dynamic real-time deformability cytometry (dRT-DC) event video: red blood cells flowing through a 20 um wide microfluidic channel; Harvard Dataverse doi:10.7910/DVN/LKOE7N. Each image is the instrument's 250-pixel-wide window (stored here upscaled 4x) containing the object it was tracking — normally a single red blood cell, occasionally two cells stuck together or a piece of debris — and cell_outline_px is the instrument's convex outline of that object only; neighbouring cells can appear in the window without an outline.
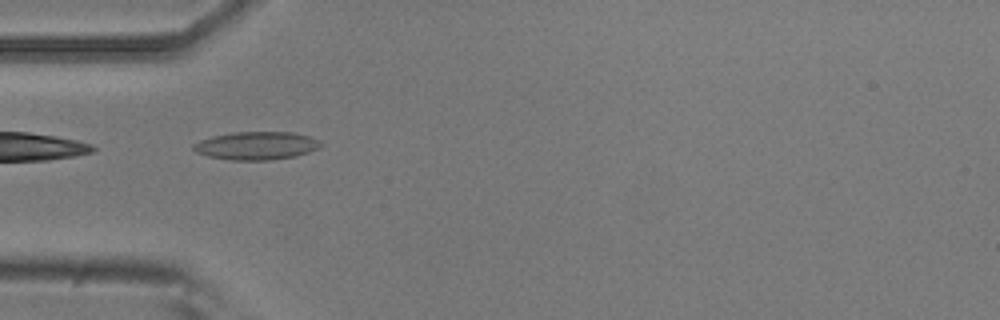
{"species": "common noctule bat (a hibernating species)", "species_latin": "Nyctalus noctula", "temperature_condition": "room temperature", "stored_images_in_passage": 7, "camera_frame_rate_fps": 3000, "um_per_image_px": 0.085, "animal": {"sex": "male", "body_mass_g": 20.5, "forearm_length_mm": 52.5}, "frame": {"image": 1, "passage_image": 1, "time_ms": 0.0, "image_size_px": [1000, 320], "cell_outline_px": [[324, 144], [320, 148], [296, 156], [272, 160], [228, 160], [208, 156], [196, 152], [192, 148], [192, 144], [200, 140], [212, 136], [232, 132], [292, 132], [308, 136], [320, 140]], "centroid_in_image_um": [21.8, 12.38], "position_along_channel_um": 63.2, "area_um2": 21.04}}
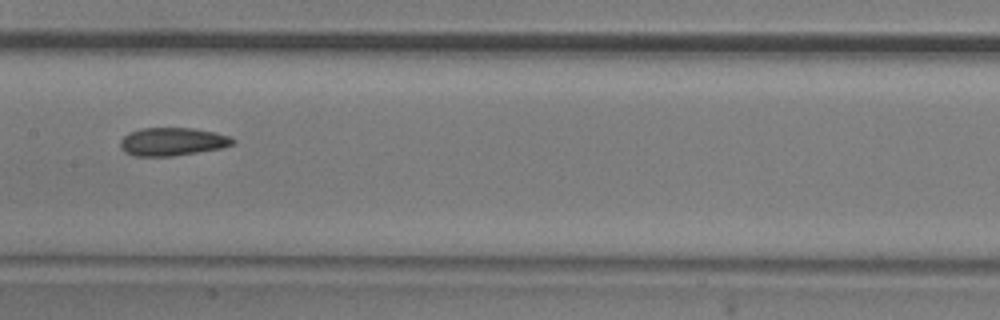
{"frame": {"image": 2, "passage_image": 4, "time_ms": 1.0, "image_size_px": [1000, 320], "cell_outline_px": [[236, 144], [220, 148], [172, 156], [136, 156], [124, 152], [120, 148], [120, 140], [128, 132], [140, 128], [192, 128], [216, 132], [228, 136], [236, 140]], "centroid_in_image_um": [14.63, 12.03], "position_along_channel_um": 192.8, "area_um2": 18.5}}
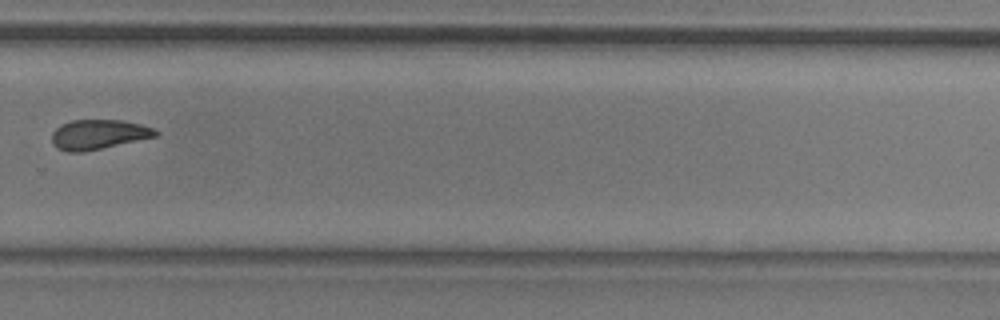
{"frame": {"image": 3, "passage_image": 7, "time_ms": 2.0, "image_size_px": [1000, 320], "cell_outline_px": [[160, 132], [156, 136], [100, 148], [80, 152], [68, 152], [56, 148], [52, 144], [52, 132], [60, 124], [72, 120], [120, 120], [140, 124], [156, 128]], "centroid_in_image_um": [8.34, 11.42], "position_along_channel_um": 321.5, "area_um2": 17.86}}